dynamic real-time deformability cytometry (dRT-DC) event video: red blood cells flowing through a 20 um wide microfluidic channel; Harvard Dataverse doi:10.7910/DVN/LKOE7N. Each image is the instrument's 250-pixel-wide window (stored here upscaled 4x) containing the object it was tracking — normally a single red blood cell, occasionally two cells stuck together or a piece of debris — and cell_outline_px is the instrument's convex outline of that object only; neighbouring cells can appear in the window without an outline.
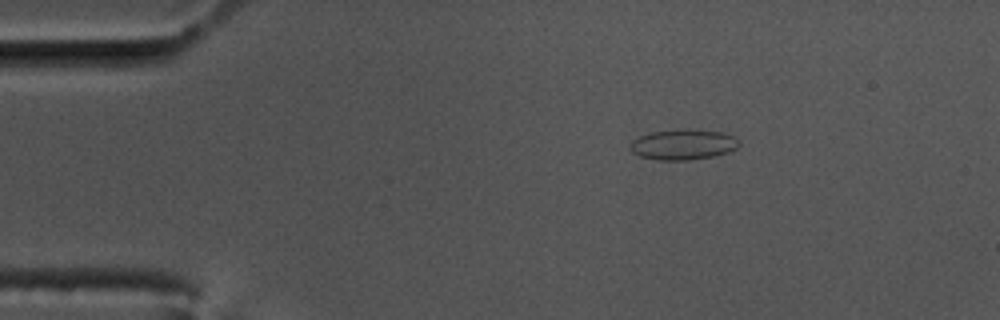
{"species": "common noctule bat (a hibernating species)", "species_latin": "Nyctalus noctula", "temperature_condition": "cold", "stored_images_in_passage": 49, "camera_frame_rate_fps": 3000, "um_per_image_px": 0.085, "animal": {"sex": "male", "body_mass_g": 17.5, "forearm_length_mm": 52.3}, "frame": {"image": 1, "passage_image": 1, "time_ms": 0.0, "image_size_px": [1000, 320], "cell_outline_px": [[740, 144], [736, 148], [728, 152], [712, 156], [688, 160], [656, 160], [640, 156], [632, 152], [628, 148], [632, 140], [640, 136], [652, 132], [720, 132], [732, 136], [740, 140]], "centroid_in_image_um": [58.03, 12.34], "position_along_channel_um": 27.0, "area_um2": 18.38}}
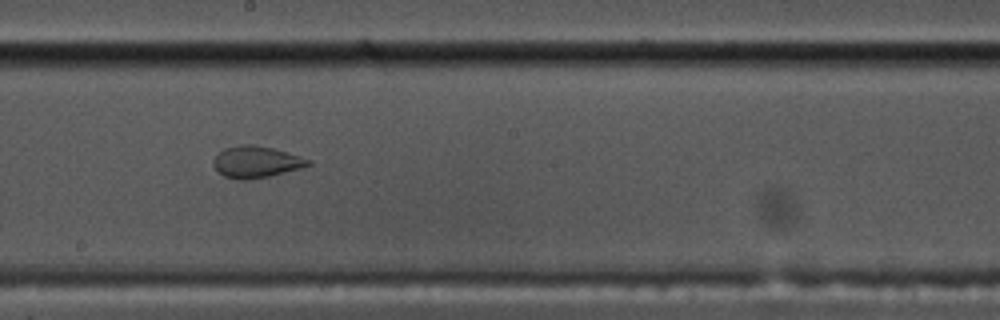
{"frame": {"image": 2, "passage_image": 23, "time_ms": 7.333, "image_size_px": [1000, 320], "cell_outline_px": [[312, 164], [300, 168], [268, 176], [244, 180], [240, 180], [224, 176], [212, 164], [212, 160], [216, 152], [224, 148], [240, 144], [252, 144], [272, 148], [312, 160]], "centroid_in_image_um": [21.72, 13.74], "position_along_channel_um": 226.5, "area_um2": 17.4}}
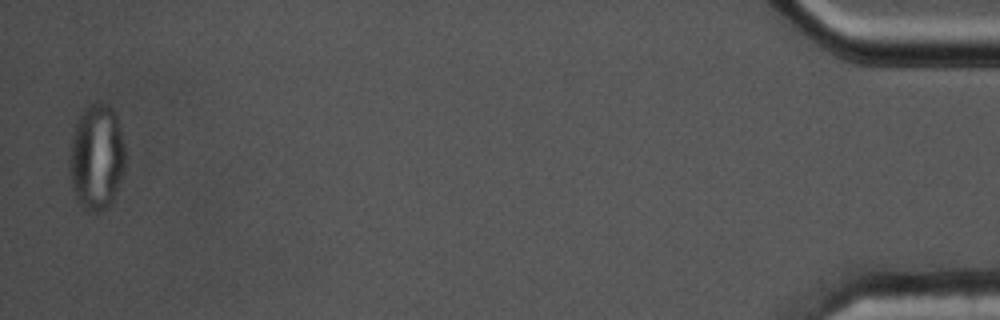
{"frame": {"image": 3, "passage_image": 48, "time_ms": 15.667, "image_size_px": [1000, 320], "cell_outline_px": [[124, 172], [112, 200], [100, 212], [96, 212], [80, 204], [76, 196], [72, 184], [68, 160], [72, 136], [76, 124], [80, 116], [88, 104], [108, 104], [112, 108], [116, 116], [120, 128], [124, 144]], "centroid_in_image_um": [8.21, 13.33], "position_along_channel_um": 427.0, "area_um2": 33.76}}